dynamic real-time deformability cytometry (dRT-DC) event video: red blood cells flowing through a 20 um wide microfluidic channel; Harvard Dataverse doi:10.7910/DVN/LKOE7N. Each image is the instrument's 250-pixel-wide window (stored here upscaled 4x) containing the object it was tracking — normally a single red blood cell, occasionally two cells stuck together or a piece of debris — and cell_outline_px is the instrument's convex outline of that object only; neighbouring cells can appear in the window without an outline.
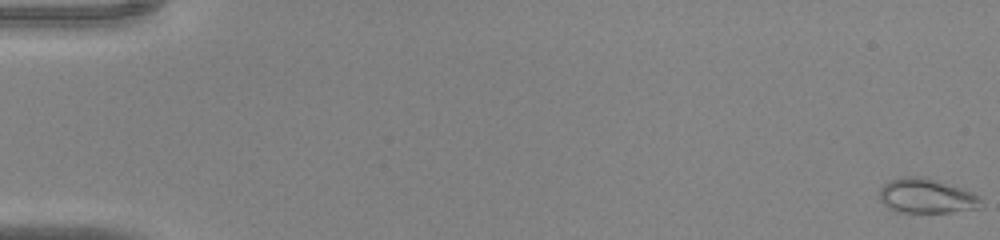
{"species": "common noctule bat (a hibernating species)", "species_latin": "Nyctalus noctula", "temperature_condition": "warm", "stored_images_in_passage": 45, "camera_frame_rate_fps": 3000, "um_per_image_px": 0.085, "animal": {"sex": "male", "body_mass_g": 20.0, "forearm_length_mm": 53.3}, "frame": {"image": 1, "passage_image": 1, "time_ms": 0.0, "image_size_px": [1000, 240], "cell_outline_px": [[984, 208], [952, 212], [896, 212], [888, 208], [880, 200], [880, 188], [888, 180], [904, 176], [928, 176], [972, 192], [980, 196]], "centroid_in_image_um": [78.78, 16.65], "position_along_channel_um": 6.2, "area_um2": 20.98}}
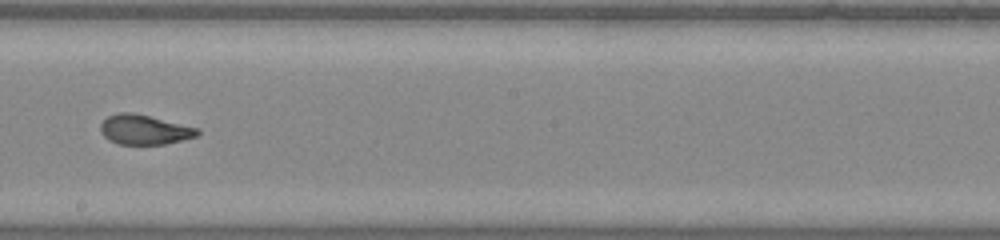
{"frame": {"image": 2, "passage_image": 27, "time_ms": 8.667, "image_size_px": [1000, 240], "cell_outline_px": [[200, 132], [196, 136], [164, 144], [116, 144], [108, 140], [100, 132], [100, 124], [108, 116], [120, 112], [132, 112], [200, 128]], "centroid_in_image_um": [12.24, 11.02], "position_along_channel_um": 236.0, "area_um2": 16.76}}
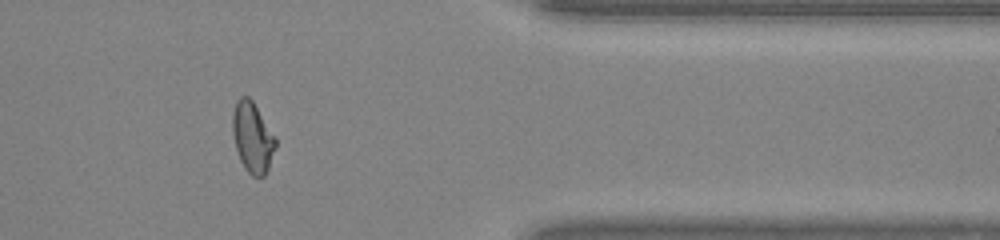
{"frame": {"image": 3, "passage_image": 38, "time_ms": 12.333, "image_size_px": [1000, 240], "cell_outline_px": [[276, 148], [268, 168], [264, 176], [252, 176], [244, 168], [240, 160], [236, 148], [232, 132], [232, 112], [236, 100], [240, 96], [248, 96], [252, 100], [276, 136]], "centroid_in_image_um": [21.46, 11.65], "position_along_channel_um": 389.9, "area_um2": 17.8}}